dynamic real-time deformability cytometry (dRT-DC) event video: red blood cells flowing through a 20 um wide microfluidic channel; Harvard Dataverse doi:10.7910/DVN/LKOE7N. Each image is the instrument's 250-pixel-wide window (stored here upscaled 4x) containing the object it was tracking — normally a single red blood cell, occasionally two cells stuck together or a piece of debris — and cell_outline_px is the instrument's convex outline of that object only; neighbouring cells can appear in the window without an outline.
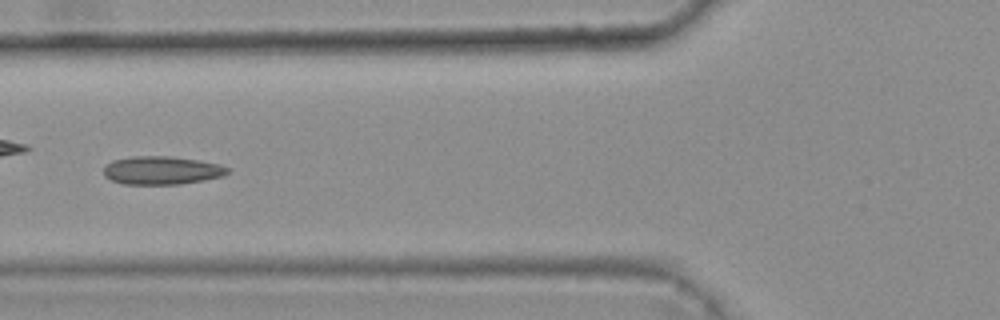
{"species": "common noctule bat (a hibernating species)", "species_latin": "Nyctalus noctula", "temperature_condition": "warm", "stored_images_in_passage": 7, "camera_frame_rate_fps": 3000, "um_per_image_px": 0.085, "animal": {"sex": "female", "body_mass_g": 25.1}, "frame": {"image": 1, "passage_image": 4, "time_ms": 1.0, "image_size_px": [1000, 320], "cell_outline_px": [[228, 172], [224, 176], [204, 180], [180, 184], [124, 184], [112, 180], [104, 176], [104, 168], [112, 160], [136, 156], [168, 156], [196, 160], [220, 164], [228, 168]], "centroid_in_image_um": [13.75, 14.48], "position_along_channel_um": 112.0, "area_um2": 20.23}}
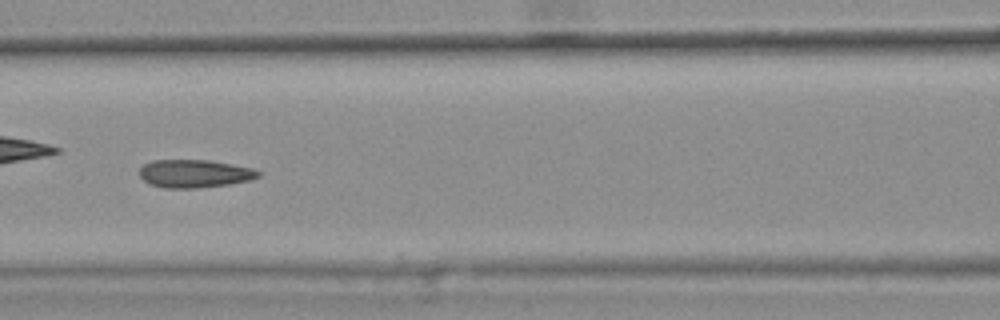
{"frame": {"image": 2, "passage_image": 5, "time_ms": 1.333, "image_size_px": [1000, 320], "cell_outline_px": [[260, 176], [252, 180], [228, 184], [200, 188], [164, 188], [148, 184], [140, 176], [140, 168], [144, 164], [152, 160], [208, 160], [252, 168], [260, 172]], "centroid_in_image_um": [16.52, 14.76], "position_along_channel_um": 150.1, "area_um2": 19.42}}